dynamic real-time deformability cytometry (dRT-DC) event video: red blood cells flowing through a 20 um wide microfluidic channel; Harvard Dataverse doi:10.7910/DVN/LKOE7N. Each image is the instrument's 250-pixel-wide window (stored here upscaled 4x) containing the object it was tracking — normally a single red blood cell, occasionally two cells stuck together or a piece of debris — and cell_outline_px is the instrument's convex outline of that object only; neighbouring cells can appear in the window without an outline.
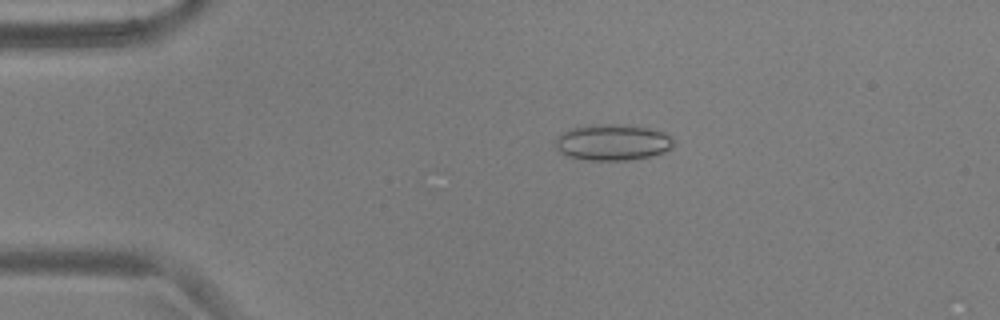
{"species": "common noctule bat (a hibernating species)", "species_latin": "Nyctalus noctula", "temperature_condition": "warm", "stored_images_in_passage": 54, "camera_frame_rate_fps": 3000, "um_per_image_px": 0.085, "animal": {"sex": "male", "body_mass_g": 17.9, "forearm_length_mm": 54.2}, "frame": {"image": 1, "passage_image": 11, "time_ms": 3.333, "image_size_px": [1000, 320], "cell_outline_px": [[672, 148], [664, 152], [648, 156], [628, 160], [588, 160], [564, 156], [556, 148], [556, 136], [560, 132], [572, 128], [588, 124], [628, 124], [648, 128], [664, 132], [672, 136]], "centroid_in_image_um": [52.03, 12.08], "position_along_channel_um": 33.0, "area_um2": 25.2}}
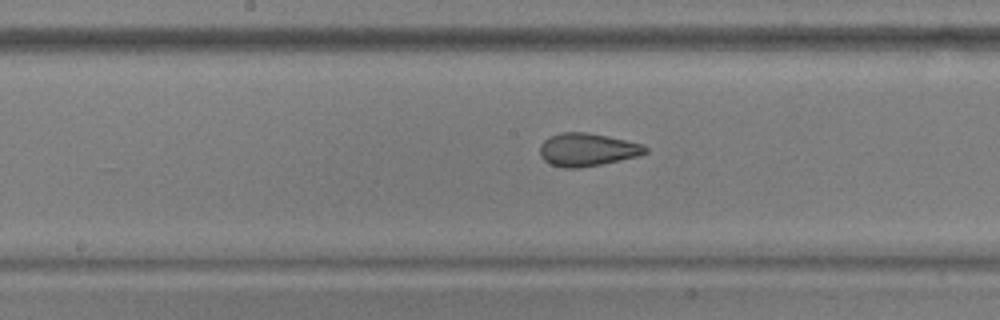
{"frame": {"image": 2, "passage_image": 28, "time_ms": 9.0, "image_size_px": [1000, 320], "cell_outline_px": [[648, 152], [640, 156], [580, 168], [564, 168], [552, 164], [544, 160], [540, 156], [540, 144], [544, 140], [560, 132], [588, 132], [608, 136], [644, 144], [648, 148]], "centroid_in_image_um": [49.94, 12.71], "position_along_channel_um": 198.3, "area_um2": 20.35}}
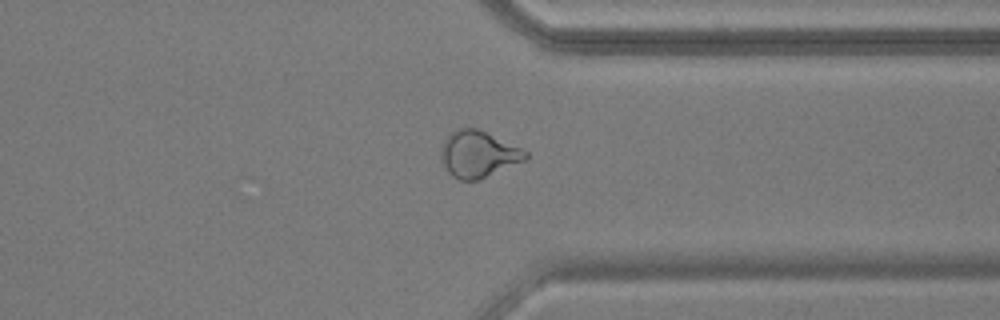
{"frame": {"image": 3, "passage_image": 42, "time_ms": 13.667, "image_size_px": [1000, 320], "cell_outline_px": [[528, 160], [480, 180], [460, 180], [452, 176], [448, 172], [440, 156], [444, 140], [448, 132], [456, 128], [476, 128], [520, 148], [528, 152]], "centroid_in_image_um": [40.65, 13.12], "position_along_channel_um": 370.7, "area_um2": 23.0}, "authors_computed_cell_mechanics": {"area_um2": 23.3512, "velocity_mm_per_s": 3.7247, "shape_relaxation_time_tau1_ms": null, "shape_relaxation_time_tau2_ms": 1.2826, "deformation_change_tau1": null, "deformation_change_tau2": 0.0625}}